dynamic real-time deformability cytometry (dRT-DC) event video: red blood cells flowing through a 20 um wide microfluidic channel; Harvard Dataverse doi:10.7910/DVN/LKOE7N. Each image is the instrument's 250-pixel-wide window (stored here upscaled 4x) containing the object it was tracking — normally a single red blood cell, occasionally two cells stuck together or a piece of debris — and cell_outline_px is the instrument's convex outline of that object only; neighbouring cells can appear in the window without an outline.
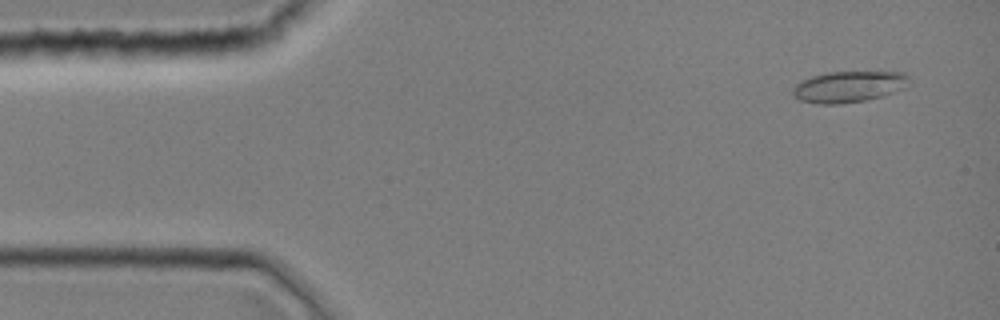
{"species": "common noctule bat (a hibernating species)", "species_latin": "Nyctalus noctula", "temperature_condition": "room temperature", "stored_images_in_passage": 43, "camera_frame_rate_fps": 3000, "um_per_image_px": 0.085, "animal": {"sex": "female", "body_mass_g": 19.0, "forearm_length_mm": 51.5}, "frame": {"image": 1, "passage_image": 3, "time_ms": 0.667, "image_size_px": [1000, 320], "cell_outline_px": [[908, 76], [904, 88], [880, 96], [864, 100], [840, 104], [816, 104], [800, 100], [792, 96], [792, 88], [800, 80], [812, 76], [828, 72], [904, 72]], "centroid_in_image_um": [72.05, 7.37], "position_along_channel_um": 12.9, "area_um2": 20.98}}
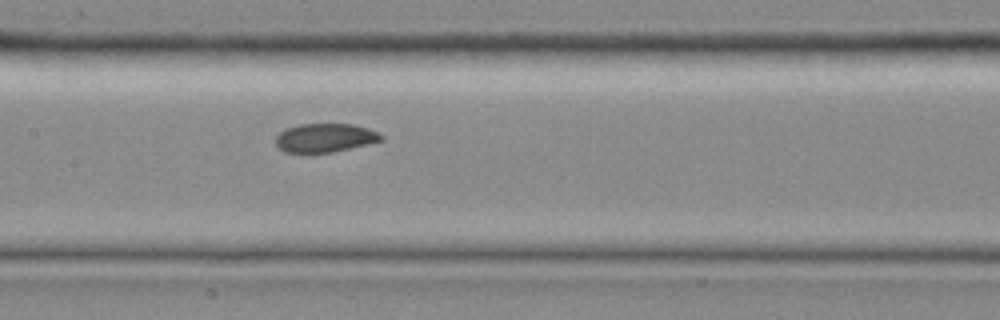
{"frame": {"image": 2, "passage_image": 21, "time_ms": 6.667, "image_size_px": [1000, 320], "cell_outline_px": [[384, 140], [332, 152], [284, 152], [276, 144], [276, 136], [284, 128], [300, 124], [352, 124], [368, 128], [380, 132], [384, 136]], "centroid_in_image_um": [27.65, 11.7], "position_along_channel_um": 179.8, "area_um2": 17.63}}
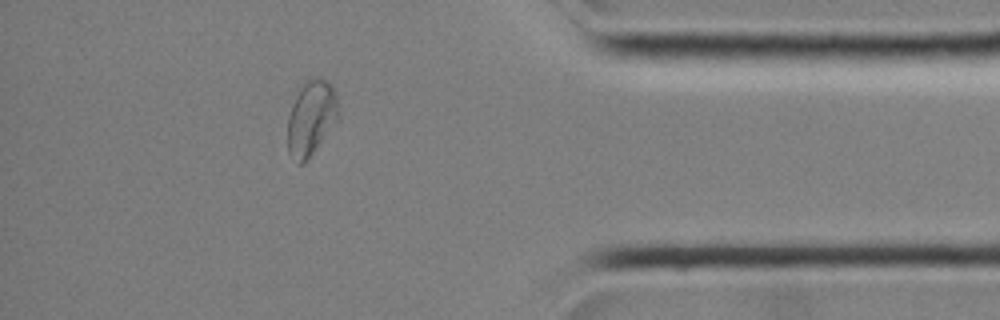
{"frame": {"image": 3, "passage_image": 38, "time_ms": 12.333, "image_size_px": [1000, 320], "cell_outline_px": [[340, 116], [304, 164], [300, 164], [288, 152], [288, 116], [292, 104], [300, 84], [304, 80], [328, 80], [332, 84], [336, 92]], "centroid_in_image_um": [26.45, 9.99], "position_along_channel_um": 408.7, "area_um2": 22.08}}